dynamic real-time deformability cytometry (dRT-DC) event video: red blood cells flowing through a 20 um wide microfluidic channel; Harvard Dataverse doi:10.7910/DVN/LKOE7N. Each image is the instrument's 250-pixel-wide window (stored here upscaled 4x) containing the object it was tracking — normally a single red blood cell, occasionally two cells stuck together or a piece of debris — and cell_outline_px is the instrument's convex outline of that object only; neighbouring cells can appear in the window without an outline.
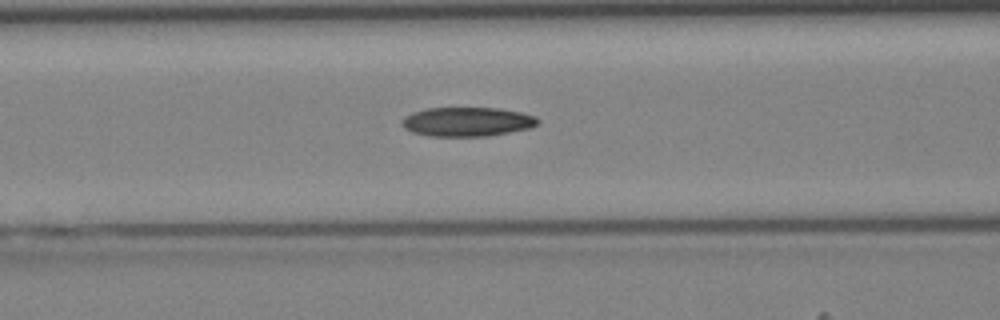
{"species": "Egyptian fruit bat (a non-hibernating species)", "species_latin": "Rousettus aegyptiacus", "temperature_condition": "cold", "stored_images_in_passage": 40, "camera_frame_rate_fps": 3000, "um_per_image_px": 0.085, "animal": {"sex": "female"}, "frame": {"image": 1, "passage_image": 17, "time_ms": 5.333, "image_size_px": [1000, 320], "cell_outline_px": [[540, 120], [536, 124], [528, 128], [488, 136], [428, 136], [412, 132], [404, 128], [400, 124], [404, 116], [412, 112], [428, 108], [500, 108], [520, 112], [536, 116]], "centroid_in_image_um": [39.67, 10.34], "position_along_channel_um": 126.9, "area_um2": 23.12}}
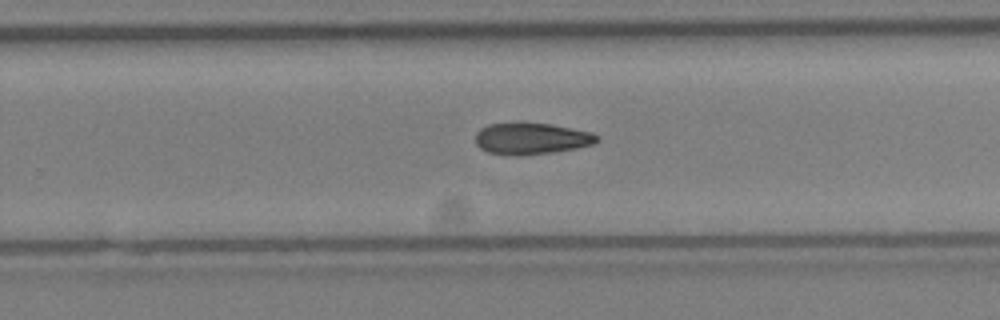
{"frame": {"image": 2, "passage_image": 27, "time_ms": 8.667, "image_size_px": [1000, 320], "cell_outline_px": [[600, 140], [596, 144], [556, 152], [524, 156], [512, 156], [488, 152], [480, 148], [476, 144], [476, 132], [480, 128], [488, 124], [516, 120], [520, 120], [552, 124], [592, 132], [600, 136]], "centroid_in_image_um": [45.17, 11.75], "position_along_channel_um": 284.6, "area_um2": 23.47}}
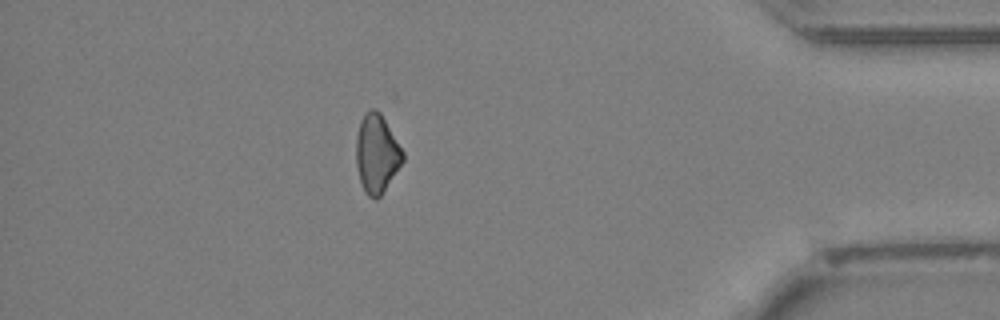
{"frame": {"image": 3, "passage_image": 37, "time_ms": 12.0, "image_size_px": [1000, 320], "cell_outline_px": [[404, 160], [380, 196], [376, 200], [368, 196], [364, 192], [360, 180], [356, 164], [356, 136], [360, 120], [364, 112], [372, 108], [376, 108], [380, 112], [404, 152]], "centroid_in_image_um": [32.0, 13.04], "position_along_channel_um": 403.2, "area_um2": 21.39}}